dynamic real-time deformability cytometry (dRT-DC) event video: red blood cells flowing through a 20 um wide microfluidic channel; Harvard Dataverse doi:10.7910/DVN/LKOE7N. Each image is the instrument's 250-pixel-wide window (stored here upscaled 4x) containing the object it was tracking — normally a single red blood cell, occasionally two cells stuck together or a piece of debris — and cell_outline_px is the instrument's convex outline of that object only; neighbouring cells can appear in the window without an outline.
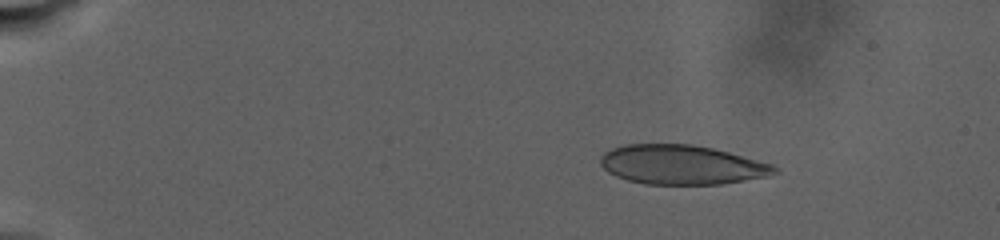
{"species": "human", "species_latin": "Homo sapiens", "temperature_condition": "warm", "stored_images_in_passage": 77, "camera_frame_rate_fps": 3000, "um_per_image_px": 0.085, "donor": {"sex": "male"}, "frame": {"image": 1, "passage_image": 1, "time_ms": 0.0, "image_size_px": [1000, 240], "cell_outline_px": [[780, 172], [764, 176], [744, 180], [720, 184], [644, 184], [628, 180], [616, 176], [608, 172], [600, 164], [600, 156], [604, 152], [612, 148], [624, 144], [692, 144], [712, 148], [728, 152], [772, 164], [780, 168]], "centroid_in_image_um": [57.92, 14.0], "position_along_channel_um": 27.1, "area_um2": 39.88}}
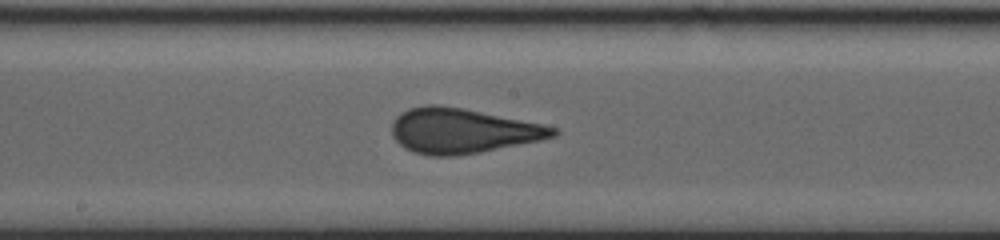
{"frame": {"image": 2, "passage_image": 41, "time_ms": 11.667, "image_size_px": [1000, 240], "cell_outline_px": [[560, 132], [556, 136], [540, 140], [480, 152], [452, 156], [428, 156], [412, 152], [404, 148], [392, 136], [392, 124], [396, 116], [400, 112], [408, 108], [428, 104], [440, 104], [544, 124], [560, 128]], "centroid_in_image_um": [39.29, 11.12], "position_along_channel_um": 208.9, "area_um2": 42.43}}
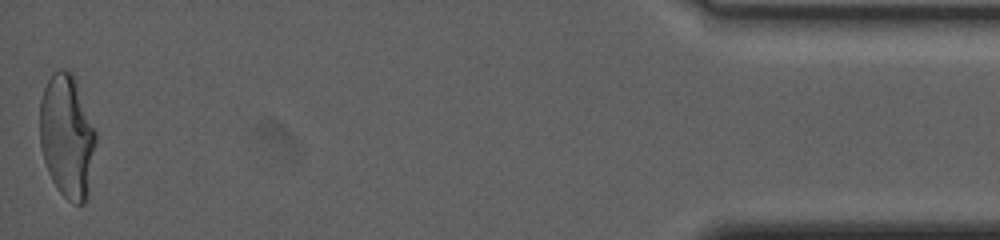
{"frame": {"image": 3, "passage_image": 77, "time_ms": 23.333, "image_size_px": [1000, 240], "cell_outline_px": [[96, 140], [88, 192], [84, 204], [72, 204], [60, 192], [52, 180], [48, 172], [44, 160], [40, 144], [40, 100], [44, 88], [52, 72], [60, 68], [72, 72], [96, 132]], "centroid_in_image_um": [5.69, 11.58], "position_along_channel_um": 429.5, "area_um2": 40.06}}